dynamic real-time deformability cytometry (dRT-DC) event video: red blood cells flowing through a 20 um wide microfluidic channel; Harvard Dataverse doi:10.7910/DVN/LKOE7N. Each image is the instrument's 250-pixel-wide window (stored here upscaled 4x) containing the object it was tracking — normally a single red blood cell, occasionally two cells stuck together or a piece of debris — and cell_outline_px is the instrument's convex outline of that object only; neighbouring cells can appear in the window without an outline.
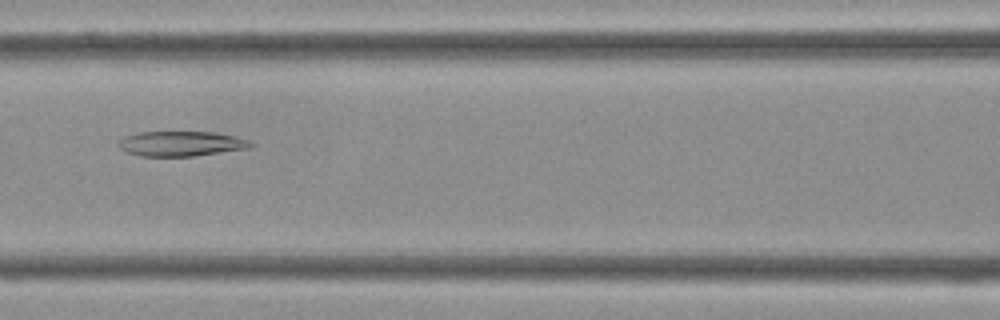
{"species": "Egyptian fruit bat (a non-hibernating species)", "species_latin": "Rousettus aegyptiacus", "temperature_condition": "cold", "stored_images_in_passage": 42, "camera_frame_rate_fps": 3000, "um_per_image_px": 0.085, "frame": {"image": 1, "passage_image": 18, "time_ms": 5.667, "image_size_px": [1000, 320], "cell_outline_px": [[256, 144], [252, 148], [192, 156], [140, 156], [128, 152], [120, 148], [120, 140], [128, 136], [140, 132], [216, 132], [236, 136], [252, 140]], "centroid_in_image_um": [15.53, 12.21], "position_along_channel_um": 151.1, "area_um2": 19.25}}
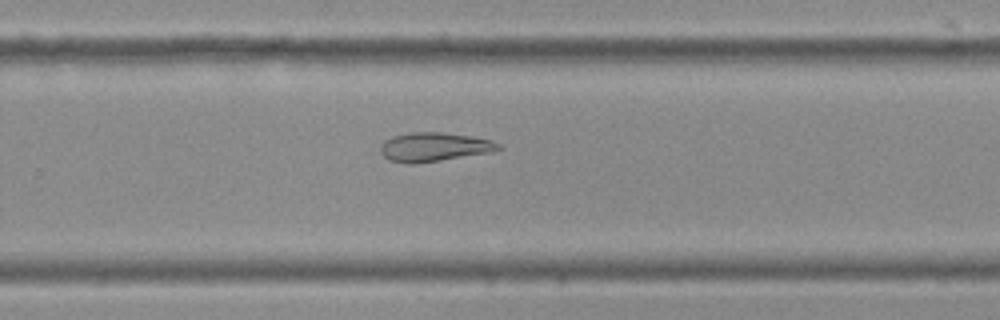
{"frame": {"image": 2, "passage_image": 27, "time_ms": 8.667, "image_size_px": [1000, 320], "cell_outline_px": [[504, 148], [492, 152], [440, 160], [408, 164], [388, 160], [380, 152], [380, 144], [384, 140], [392, 136], [408, 132], [440, 132], [472, 136], [492, 140], [500, 144]], "centroid_in_image_um": [36.89, 12.48], "position_along_channel_um": 292.9, "area_um2": 20.06}}
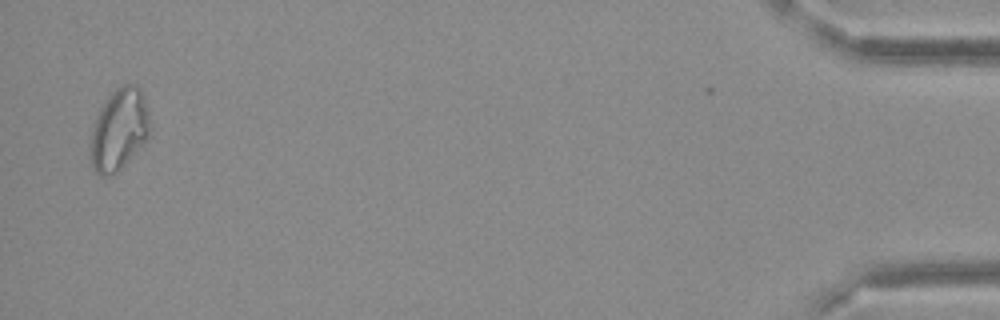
{"frame": {"image": 3, "passage_image": 41, "time_ms": 13.333, "image_size_px": [1000, 320], "cell_outline_px": [[152, 124], [148, 140], [112, 176], [100, 176], [92, 168], [88, 156], [88, 148], [92, 128], [96, 116], [104, 100], [116, 88], [124, 84], [136, 84], [140, 88]], "centroid_in_image_um": [10.1, 11.04], "position_along_channel_um": 425.1, "area_um2": 28.96}}